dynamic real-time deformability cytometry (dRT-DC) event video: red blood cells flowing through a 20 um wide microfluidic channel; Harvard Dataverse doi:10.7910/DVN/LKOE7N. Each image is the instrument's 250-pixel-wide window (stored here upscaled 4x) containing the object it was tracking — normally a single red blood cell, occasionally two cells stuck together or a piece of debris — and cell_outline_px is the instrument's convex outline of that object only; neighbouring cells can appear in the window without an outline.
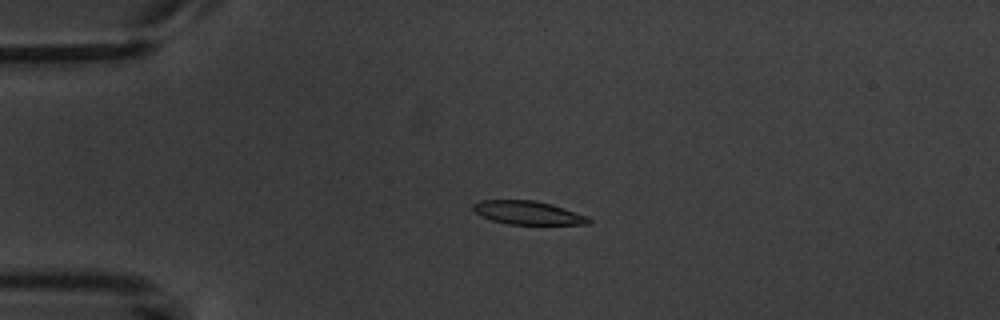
{"species": "common noctule bat (a hibernating species)", "species_latin": "Nyctalus noctula", "temperature_condition": "warm", "stored_images_in_passage": 5, "camera_frame_rate_fps": 3000, "um_per_image_px": 0.085, "animal": {"sex": "male", "body_mass_g": 20.1, "forearm_length_mm": 53.5}, "frame": {"image": 1, "passage_image": 3, "time_ms": 3.333, "image_size_px": [1000, 320], "cell_outline_px": [[592, 220], [588, 224], [508, 224], [492, 220], [480, 216], [472, 208], [472, 204], [480, 200], [536, 200], [552, 204], [588, 216]], "centroid_in_image_um": [44.86, 18.07], "position_along_channel_um": 40.1, "area_um2": 15.84}}